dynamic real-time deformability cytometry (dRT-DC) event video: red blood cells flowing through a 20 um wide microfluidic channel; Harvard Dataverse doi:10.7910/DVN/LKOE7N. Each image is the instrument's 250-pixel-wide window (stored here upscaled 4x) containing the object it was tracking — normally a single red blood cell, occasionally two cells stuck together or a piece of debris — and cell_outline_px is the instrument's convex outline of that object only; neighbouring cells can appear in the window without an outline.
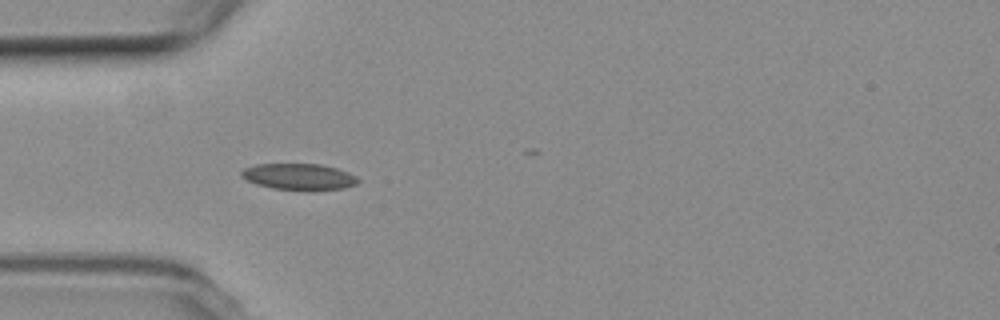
{"species": "common noctule bat (a hibernating species)", "species_latin": "Nyctalus noctula", "temperature_condition": "room temperature", "stored_images_in_passage": 12, "camera_frame_rate_fps": 3000, "um_per_image_px": 0.085, "animal": {"sex": "female", "body_mass_g": 19.3, "forearm_length_mm": 54.1}, "frame": {"image": 1, "passage_image": 4, "time_ms": 4.333, "image_size_px": [1000, 320], "cell_outline_px": [[360, 180], [356, 184], [344, 188], [312, 192], [308, 192], [272, 188], [256, 184], [240, 176], [240, 172], [244, 168], [256, 164], [320, 164], [336, 168], [348, 172], [356, 176]], "centroid_in_image_um": [25.43, 15.04], "position_along_channel_um": 59.6, "area_um2": 18.32}}
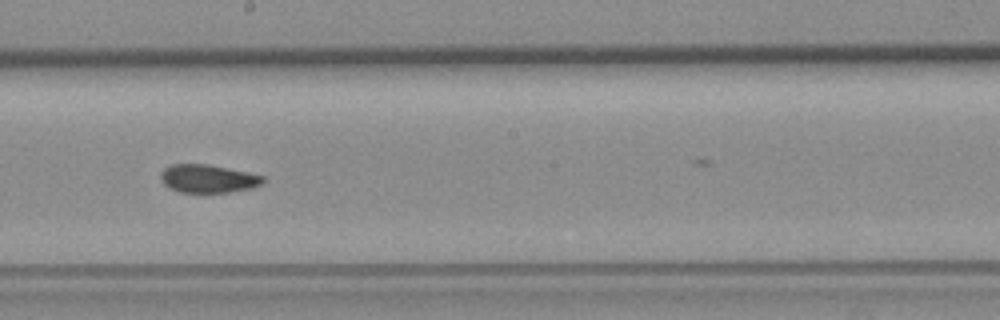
{"frame": {"image": 2, "passage_image": 8, "time_ms": 9.0, "image_size_px": [1000, 320], "cell_outline_px": [[264, 184], [252, 188], [228, 192], [180, 192], [164, 184], [160, 180], [160, 172], [164, 168], [172, 164], [208, 164], [264, 176]], "centroid_in_image_um": [17.67, 15.18], "position_along_channel_um": 230.5, "area_um2": 16.7}}
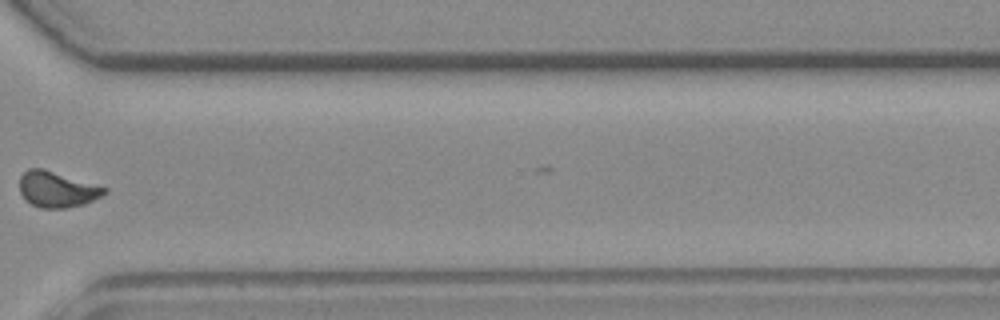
{"frame": {"image": 3, "passage_image": 11, "time_ms": 12.667, "image_size_px": [1000, 320], "cell_outline_px": [[108, 192], [84, 204], [64, 208], [40, 208], [32, 204], [20, 192], [20, 176], [28, 168], [44, 168], [108, 188]], "centroid_in_image_um": [4.85, 16.08], "position_along_channel_um": 365.7, "area_um2": 17.57}}